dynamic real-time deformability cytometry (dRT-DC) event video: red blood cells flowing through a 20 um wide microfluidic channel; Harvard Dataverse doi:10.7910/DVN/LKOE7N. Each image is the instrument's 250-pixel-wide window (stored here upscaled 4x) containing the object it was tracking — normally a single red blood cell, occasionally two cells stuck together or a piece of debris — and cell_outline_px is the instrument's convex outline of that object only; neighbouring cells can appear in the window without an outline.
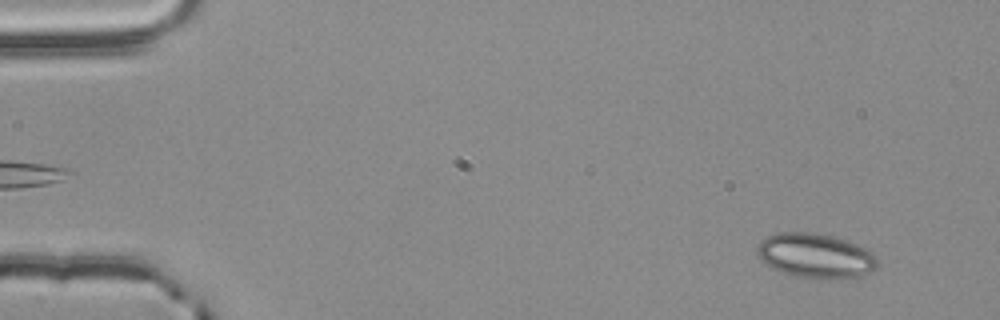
{"species": "common noctule bat (a hibernating species)", "species_latin": "Nyctalus noctula", "temperature_condition": "room temperature", "stored_images_in_passage": 55, "camera_frame_rate_fps": 3000, "um_per_image_px": 0.085, "animal": {"sex": "male", "body_mass_g": 20.4}, "frame": {"image": 1, "passage_image": 4, "time_ms": 1.0, "image_size_px": [1000, 320], "cell_outline_px": [[876, 268], [864, 276], [856, 280], [848, 280], [796, 276], [772, 268], [760, 260], [756, 256], [756, 248], [760, 240], [776, 232], [816, 232], [832, 236], [868, 248], [876, 256]], "centroid_in_image_um": [69.34, 21.74], "position_along_channel_um": 15.7, "area_um2": 31.85}}
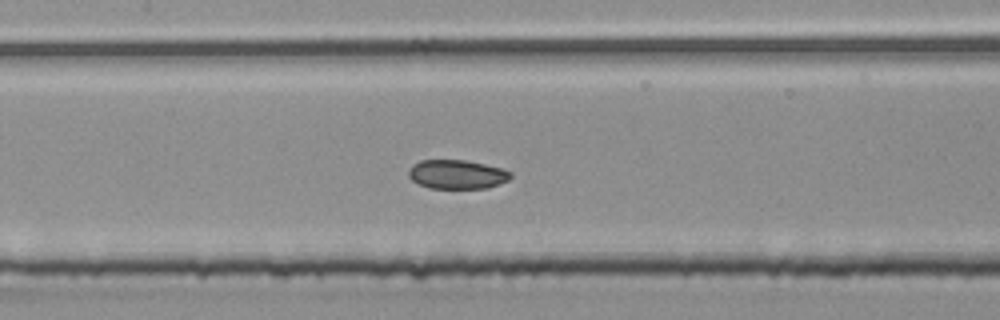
{"frame": {"image": 2, "passage_image": 26, "time_ms": 8.333, "image_size_px": [1000, 320], "cell_outline_px": [[512, 176], [508, 180], [500, 184], [488, 188], [428, 188], [412, 180], [408, 176], [408, 172], [412, 164], [420, 160], [464, 160], [484, 164], [500, 168], [512, 172]], "centroid_in_image_um": [38.84, 14.82], "position_along_channel_um": 168.6, "area_um2": 17.28}}
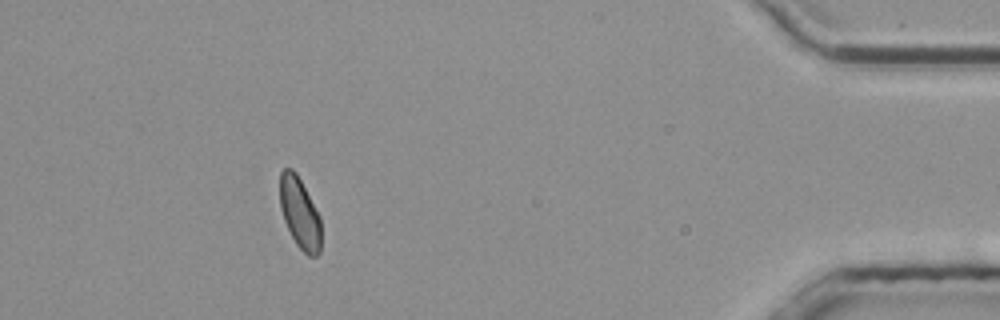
{"frame": {"image": 3, "passage_image": 50, "time_ms": 16.333, "image_size_px": [1000, 320], "cell_outline_px": [[320, 252], [316, 256], [308, 256], [296, 244], [284, 220], [280, 208], [280, 172], [284, 168], [292, 168], [296, 172], [320, 216]], "centroid_in_image_um": [25.47, 18.1], "position_along_channel_um": 409.7, "area_um2": 16.94}, "authors_computed_cell_mechanics": {"area_um2": 17.9758, "velocity_mm_per_s": 3.7676, "shape_relaxation_time_tau1_ms": null, "shape_relaxation_time_tau2_ms": 2.7658, "deformation_change_tau1": null, "deformation_change_tau2": 0.0465}}